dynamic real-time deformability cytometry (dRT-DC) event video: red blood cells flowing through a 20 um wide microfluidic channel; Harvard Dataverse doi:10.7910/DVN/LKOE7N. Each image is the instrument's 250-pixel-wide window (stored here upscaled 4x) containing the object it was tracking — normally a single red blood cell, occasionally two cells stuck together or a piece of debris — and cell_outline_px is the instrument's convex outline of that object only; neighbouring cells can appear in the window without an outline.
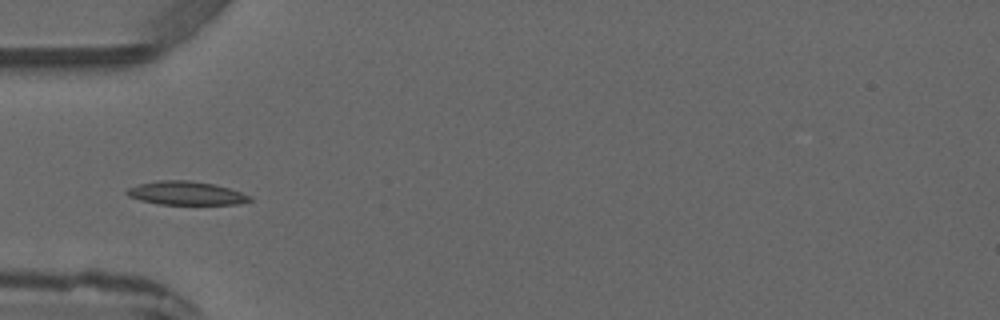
{"species": "common noctule bat (a hibernating species)", "species_latin": "Nyctalus noctula", "temperature_condition": "warm", "stored_images_in_passage": 1, "camera_frame_rate_fps": 3000, "um_per_image_px": 0.085, "animal": {"sex": "male", "forearm_length_mm": 52.5}, "frame": {"image": 1, "passage_image": 1, "time_ms": 0.0, "image_size_px": [1000, 320], "cell_outline_px": [[252, 200], [236, 204], [160, 204], [140, 200], [128, 196], [124, 192], [128, 188], [140, 184], [156, 180], [188, 180], [216, 184], [252, 196]], "centroid_in_image_um": [15.8, 16.41], "position_along_channel_um": 69.2, "area_um2": 16.82}}